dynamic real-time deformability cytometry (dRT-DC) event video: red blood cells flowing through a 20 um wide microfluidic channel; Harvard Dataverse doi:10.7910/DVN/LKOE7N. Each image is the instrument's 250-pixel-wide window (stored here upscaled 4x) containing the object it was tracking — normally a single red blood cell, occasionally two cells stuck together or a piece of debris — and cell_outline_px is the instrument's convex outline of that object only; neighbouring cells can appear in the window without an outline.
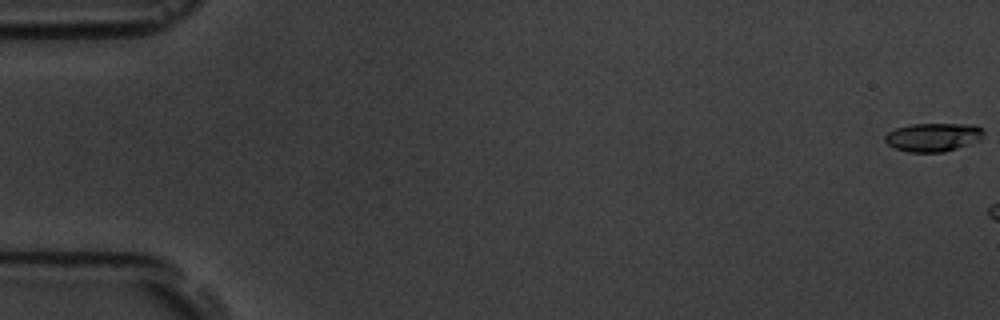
{"species": "common noctule bat (a hibernating species)", "species_latin": "Nyctalus noctula", "temperature_condition": "room temperature", "stored_images_in_passage": 7, "camera_frame_rate_fps": 3000, "um_per_image_px": 0.085, "animal": {"sex": "male", "body_mass_g": 19.5, "forearm_length_mm": 54.6}, "frame": {"image": 1, "passage_image": 1, "time_ms": 0.0, "image_size_px": [1000, 320], "cell_outline_px": [[984, 132], [980, 140], [944, 152], [908, 152], [896, 148], [888, 144], [884, 140], [884, 136], [888, 132], [896, 128], [912, 124], [976, 124]], "centroid_in_image_um": [79.31, 11.65], "position_along_channel_um": 5.7, "area_um2": 16.3}}